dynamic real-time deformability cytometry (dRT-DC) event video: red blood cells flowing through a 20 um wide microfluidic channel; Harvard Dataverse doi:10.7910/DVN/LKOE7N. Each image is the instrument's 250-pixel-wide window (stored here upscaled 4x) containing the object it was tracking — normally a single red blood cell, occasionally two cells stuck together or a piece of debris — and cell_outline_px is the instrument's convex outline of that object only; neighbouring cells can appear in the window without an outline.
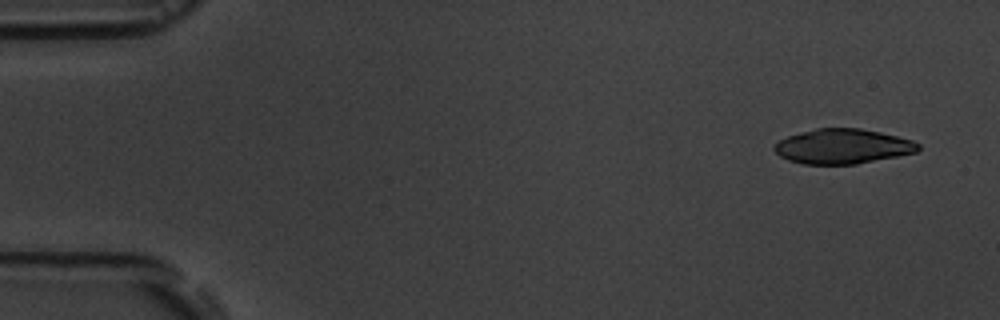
{"species": "common noctule bat (a hibernating species)", "species_latin": "Nyctalus noctula", "temperature_condition": "room temperature", "stored_images_in_passage": 5, "camera_frame_rate_fps": 3000, "um_per_image_px": 0.085, "animal": {"sex": "male", "body_mass_g": 19.5, "forearm_length_mm": 54.6}, "frame": {"image": 1, "passage_image": 1, "time_ms": 0.0, "image_size_px": [1000, 320], "cell_outline_px": [[920, 148], [916, 152], [856, 164], [804, 164], [788, 160], [780, 156], [772, 148], [780, 140], [788, 136], [816, 128], [860, 128], [880, 132], [912, 140], [920, 144]], "centroid_in_image_um": [71.62, 12.44], "position_along_channel_um": 13.4, "area_um2": 28.96}}